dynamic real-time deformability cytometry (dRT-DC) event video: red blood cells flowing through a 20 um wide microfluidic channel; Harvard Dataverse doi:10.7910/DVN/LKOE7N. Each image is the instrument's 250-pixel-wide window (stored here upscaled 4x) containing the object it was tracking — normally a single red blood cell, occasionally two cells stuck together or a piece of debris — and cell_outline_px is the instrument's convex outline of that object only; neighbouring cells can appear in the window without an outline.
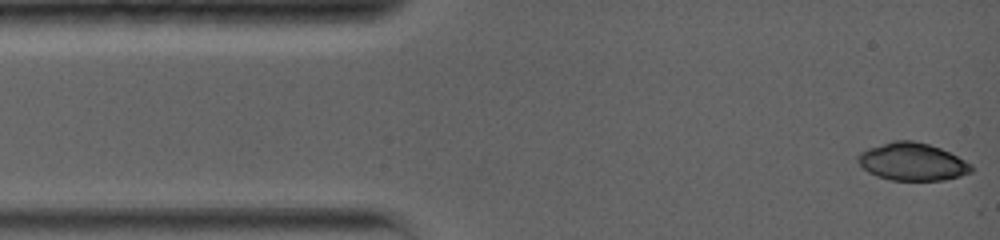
{"species": "common noctule bat (a hibernating species)", "species_latin": "Nyctalus noctula", "temperature_condition": "warm", "stored_images_in_passage": 17, "camera_frame_rate_fps": 5000, "um_per_image_px": 0.085, "animal": {"sex": "female", "body_mass_g": 19.0, "forearm_length_mm": 56.7}, "frame": {"image": 1, "passage_image": 1, "time_ms": 0.0, "image_size_px": [1000, 240], "cell_outline_px": [[972, 172], [960, 176], [944, 180], [888, 180], [876, 176], [868, 172], [856, 160], [856, 156], [860, 152], [868, 148], [892, 140], [912, 140], [928, 144], [940, 148], [972, 164]], "centroid_in_image_um": [77.51, 13.75], "position_along_channel_um": 7.5, "area_um2": 24.91}}